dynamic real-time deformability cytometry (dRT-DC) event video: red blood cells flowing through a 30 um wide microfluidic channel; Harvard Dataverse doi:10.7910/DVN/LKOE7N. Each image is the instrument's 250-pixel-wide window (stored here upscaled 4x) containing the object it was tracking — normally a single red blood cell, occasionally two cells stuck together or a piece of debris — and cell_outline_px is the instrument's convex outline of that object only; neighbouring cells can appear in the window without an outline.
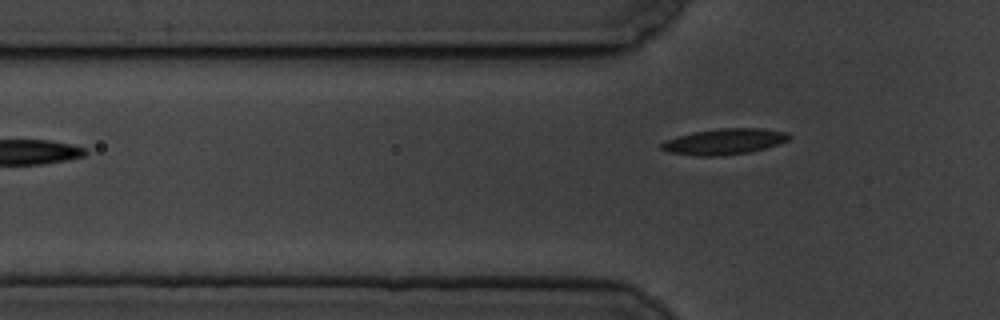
{"species": "common noctule bat (a hibernating species)", "species_latin": "Nyctalus noctula", "temperature_condition": "cold", "stored_images_in_passage": 6, "camera_frame_rate_fps": 3000, "um_per_image_px": 0.085, "animal": {"sex": "male", "body_mass_g": 19.5, "forearm_length_mm": 54.6}, "frame": {"image": 1, "passage_image": 6, "time_ms": 6.667, "image_size_px": [1000, 320], "cell_outline_px": [[792, 136], [788, 140], [764, 148], [748, 152], [716, 156], [696, 156], [668, 152], [660, 148], [660, 144], [664, 140], [676, 136], [692, 132], [720, 128], [760, 128], [788, 132]], "centroid_in_image_um": [61.52, 12.02], "position_along_channel_um": 64.3, "area_um2": 19.25}}